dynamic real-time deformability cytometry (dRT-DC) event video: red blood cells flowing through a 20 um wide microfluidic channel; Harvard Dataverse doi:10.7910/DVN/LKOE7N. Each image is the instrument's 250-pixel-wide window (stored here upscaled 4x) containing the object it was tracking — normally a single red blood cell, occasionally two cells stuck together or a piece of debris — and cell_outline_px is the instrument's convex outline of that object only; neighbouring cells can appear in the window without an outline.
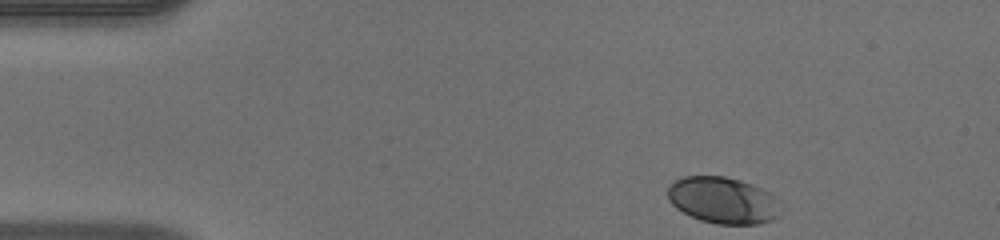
{"species": "human", "species_latin": "Homo sapiens", "temperature_condition": "warm", "stored_images_in_passage": 44, "camera_frame_rate_fps": 3000, "um_per_image_px": 0.085, "donor": {"sex": "male"}, "frame": {"image": 1, "passage_image": 1, "time_ms": 0.0, "image_size_px": [1000, 240], "cell_outline_px": [[780, 200], [776, 216], [772, 220], [760, 224], [716, 224], [700, 220], [676, 208], [668, 200], [668, 188], [676, 180], [684, 176], [724, 176], [740, 180], [752, 184], [776, 196]], "centroid_in_image_um": [61.46, 17.02], "position_along_channel_um": 23.5, "area_um2": 30.52}}
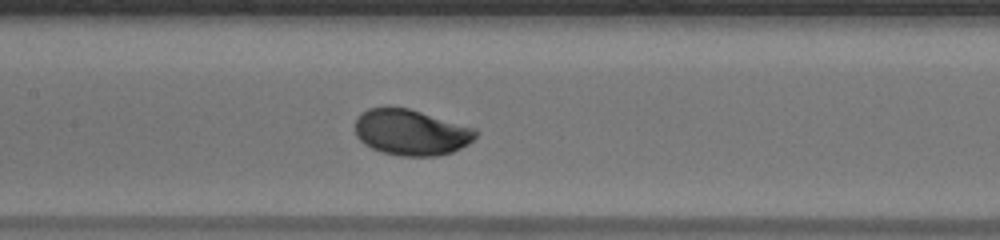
{"frame": {"image": 2, "passage_image": 18, "time_ms": 5.667, "image_size_px": [1000, 240], "cell_outline_px": [[480, 132], [468, 144], [452, 152], [440, 156], [400, 156], [384, 152], [372, 148], [364, 144], [356, 136], [356, 116], [360, 112], [368, 108], [388, 104], [408, 108], [476, 128]], "centroid_in_image_um": [34.92, 11.22], "position_along_channel_um": 172.5, "area_um2": 32.83}}
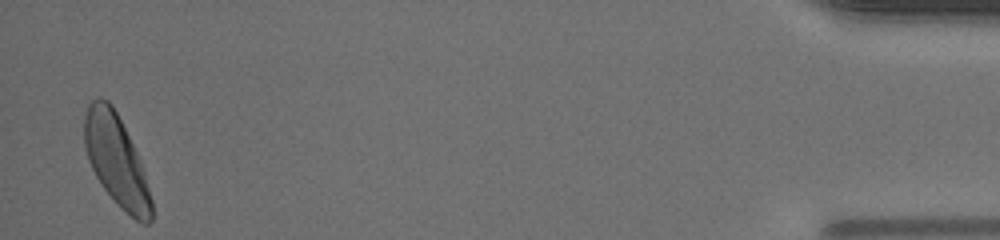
{"frame": {"image": 3, "passage_image": 43, "time_ms": 14.0, "image_size_px": [1000, 240], "cell_outline_px": [[152, 220], [148, 224], [144, 224], [136, 220], [104, 188], [96, 176], [88, 160], [84, 144], [84, 116], [88, 104], [92, 100], [100, 96], [108, 100], [112, 104], [140, 160], [144, 172], [152, 200]], "centroid_in_image_um": [9.87, 13.59], "position_along_channel_um": 425.3, "area_um2": 34.85}, "authors_computed_cell_mechanics": {"area_um2": 32.5125, "velocity_mm_per_s": 4.0858, "shape_relaxation_time_tau1_ms": 2.4303, "shape_relaxation_time_tau2_ms": null, "deformation_change_tau1": 0.1356, "deformation_change_tau2": null}}